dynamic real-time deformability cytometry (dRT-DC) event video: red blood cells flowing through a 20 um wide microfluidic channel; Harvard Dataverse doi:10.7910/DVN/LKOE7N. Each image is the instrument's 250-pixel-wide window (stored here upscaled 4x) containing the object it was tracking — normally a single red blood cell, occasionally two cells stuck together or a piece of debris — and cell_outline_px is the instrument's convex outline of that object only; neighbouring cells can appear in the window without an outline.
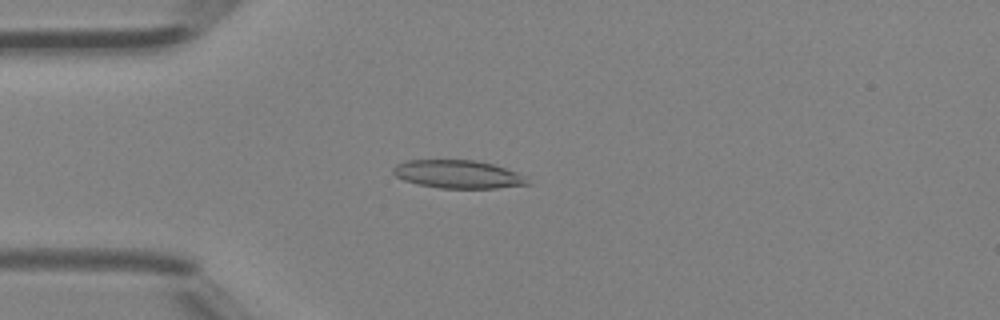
{"species": "Egyptian fruit bat (a non-hibernating species)", "species_latin": "Rousettus aegyptiacus", "temperature_condition": "room temperature", "stored_images_in_passage": 3, "camera_frame_rate_fps": 3000, "um_per_image_px": 0.085, "animal": {"sex": "female"}, "frame": {"image": 1, "passage_image": 3, "time_ms": 0.667, "image_size_px": [1000, 320], "cell_outline_px": [[532, 184], [496, 188], [440, 188], [416, 184], [404, 180], [396, 176], [392, 172], [392, 168], [396, 164], [408, 160], [476, 160], [492, 164], [516, 172], [524, 176]], "centroid_in_image_um": [38.91, 14.81], "position_along_channel_um": 46.1, "area_um2": 22.02}}